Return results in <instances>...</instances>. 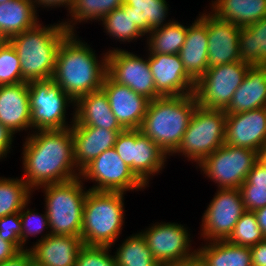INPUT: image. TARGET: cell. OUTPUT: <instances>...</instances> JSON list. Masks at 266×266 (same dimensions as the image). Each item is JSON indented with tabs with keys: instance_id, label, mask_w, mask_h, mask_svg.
Masks as SVG:
<instances>
[{
	"instance_id": "obj_1",
	"label": "cell",
	"mask_w": 266,
	"mask_h": 266,
	"mask_svg": "<svg viewBox=\"0 0 266 266\" xmlns=\"http://www.w3.org/2000/svg\"><path fill=\"white\" fill-rule=\"evenodd\" d=\"M23 141L22 178L34 191L54 183L80 177L76 168L71 127L62 130H36L28 132ZM30 135V136H29Z\"/></svg>"
},
{
	"instance_id": "obj_2",
	"label": "cell",
	"mask_w": 266,
	"mask_h": 266,
	"mask_svg": "<svg viewBox=\"0 0 266 266\" xmlns=\"http://www.w3.org/2000/svg\"><path fill=\"white\" fill-rule=\"evenodd\" d=\"M103 55L100 58L78 35L69 33L59 45L52 80L75 102L101 89L107 75V52Z\"/></svg>"
},
{
	"instance_id": "obj_3",
	"label": "cell",
	"mask_w": 266,
	"mask_h": 266,
	"mask_svg": "<svg viewBox=\"0 0 266 266\" xmlns=\"http://www.w3.org/2000/svg\"><path fill=\"white\" fill-rule=\"evenodd\" d=\"M69 34L62 22L25 30L8 39L20 60L23 82L52 79L59 45Z\"/></svg>"
},
{
	"instance_id": "obj_4",
	"label": "cell",
	"mask_w": 266,
	"mask_h": 266,
	"mask_svg": "<svg viewBox=\"0 0 266 266\" xmlns=\"http://www.w3.org/2000/svg\"><path fill=\"white\" fill-rule=\"evenodd\" d=\"M197 105L194 94L158 97L149 102L139 130L170 157L180 146Z\"/></svg>"
},
{
	"instance_id": "obj_5",
	"label": "cell",
	"mask_w": 266,
	"mask_h": 266,
	"mask_svg": "<svg viewBox=\"0 0 266 266\" xmlns=\"http://www.w3.org/2000/svg\"><path fill=\"white\" fill-rule=\"evenodd\" d=\"M124 194L88 189L80 235L84 245H115L125 225Z\"/></svg>"
},
{
	"instance_id": "obj_6",
	"label": "cell",
	"mask_w": 266,
	"mask_h": 266,
	"mask_svg": "<svg viewBox=\"0 0 266 266\" xmlns=\"http://www.w3.org/2000/svg\"><path fill=\"white\" fill-rule=\"evenodd\" d=\"M83 179L47 184L42 188L45 195V210L51 235L80 237L83 225V208L88 190Z\"/></svg>"
},
{
	"instance_id": "obj_7",
	"label": "cell",
	"mask_w": 266,
	"mask_h": 266,
	"mask_svg": "<svg viewBox=\"0 0 266 266\" xmlns=\"http://www.w3.org/2000/svg\"><path fill=\"white\" fill-rule=\"evenodd\" d=\"M226 115L224 110L206 109L197 105L182 142L171 155H181L196 167L225 143Z\"/></svg>"
},
{
	"instance_id": "obj_8",
	"label": "cell",
	"mask_w": 266,
	"mask_h": 266,
	"mask_svg": "<svg viewBox=\"0 0 266 266\" xmlns=\"http://www.w3.org/2000/svg\"><path fill=\"white\" fill-rule=\"evenodd\" d=\"M32 131L62 130L72 127L74 110L70 125L67 109L74 105L73 99L52 79L28 83Z\"/></svg>"
},
{
	"instance_id": "obj_9",
	"label": "cell",
	"mask_w": 266,
	"mask_h": 266,
	"mask_svg": "<svg viewBox=\"0 0 266 266\" xmlns=\"http://www.w3.org/2000/svg\"><path fill=\"white\" fill-rule=\"evenodd\" d=\"M258 161V152L224 143L198 166L218 189H239Z\"/></svg>"
},
{
	"instance_id": "obj_10",
	"label": "cell",
	"mask_w": 266,
	"mask_h": 266,
	"mask_svg": "<svg viewBox=\"0 0 266 266\" xmlns=\"http://www.w3.org/2000/svg\"><path fill=\"white\" fill-rule=\"evenodd\" d=\"M251 65L242 61L207 69L195 83L197 104L206 109L226 110Z\"/></svg>"
},
{
	"instance_id": "obj_11",
	"label": "cell",
	"mask_w": 266,
	"mask_h": 266,
	"mask_svg": "<svg viewBox=\"0 0 266 266\" xmlns=\"http://www.w3.org/2000/svg\"><path fill=\"white\" fill-rule=\"evenodd\" d=\"M140 233L145 238L152 256L161 266L183 264L196 259L190 231L175 222H156Z\"/></svg>"
},
{
	"instance_id": "obj_12",
	"label": "cell",
	"mask_w": 266,
	"mask_h": 266,
	"mask_svg": "<svg viewBox=\"0 0 266 266\" xmlns=\"http://www.w3.org/2000/svg\"><path fill=\"white\" fill-rule=\"evenodd\" d=\"M83 181L95 182L90 190L122 192L141 191L147 186L134 174L119 157L116 149L110 148L96 157L80 173Z\"/></svg>"
},
{
	"instance_id": "obj_13",
	"label": "cell",
	"mask_w": 266,
	"mask_h": 266,
	"mask_svg": "<svg viewBox=\"0 0 266 266\" xmlns=\"http://www.w3.org/2000/svg\"><path fill=\"white\" fill-rule=\"evenodd\" d=\"M245 211L240 189H217L203 213L200 237L206 242L227 240Z\"/></svg>"
},
{
	"instance_id": "obj_14",
	"label": "cell",
	"mask_w": 266,
	"mask_h": 266,
	"mask_svg": "<svg viewBox=\"0 0 266 266\" xmlns=\"http://www.w3.org/2000/svg\"><path fill=\"white\" fill-rule=\"evenodd\" d=\"M107 75L116 83L132 89L152 101L161 97L156 92L148 58L116 47L107 51Z\"/></svg>"
},
{
	"instance_id": "obj_15",
	"label": "cell",
	"mask_w": 266,
	"mask_h": 266,
	"mask_svg": "<svg viewBox=\"0 0 266 266\" xmlns=\"http://www.w3.org/2000/svg\"><path fill=\"white\" fill-rule=\"evenodd\" d=\"M156 92L161 96L194 94L196 81L186 72L179 54H148Z\"/></svg>"
},
{
	"instance_id": "obj_16",
	"label": "cell",
	"mask_w": 266,
	"mask_h": 266,
	"mask_svg": "<svg viewBox=\"0 0 266 266\" xmlns=\"http://www.w3.org/2000/svg\"><path fill=\"white\" fill-rule=\"evenodd\" d=\"M209 12L201 14L207 20L208 69L241 61L238 47L240 27Z\"/></svg>"
},
{
	"instance_id": "obj_17",
	"label": "cell",
	"mask_w": 266,
	"mask_h": 266,
	"mask_svg": "<svg viewBox=\"0 0 266 266\" xmlns=\"http://www.w3.org/2000/svg\"><path fill=\"white\" fill-rule=\"evenodd\" d=\"M225 143L259 153L266 144V107L237 114L227 113Z\"/></svg>"
},
{
	"instance_id": "obj_18",
	"label": "cell",
	"mask_w": 266,
	"mask_h": 266,
	"mask_svg": "<svg viewBox=\"0 0 266 266\" xmlns=\"http://www.w3.org/2000/svg\"><path fill=\"white\" fill-rule=\"evenodd\" d=\"M106 93L111 110L120 126L126 129H139L147 112L150 100L134 92L127 86L105 76L101 87Z\"/></svg>"
},
{
	"instance_id": "obj_19",
	"label": "cell",
	"mask_w": 266,
	"mask_h": 266,
	"mask_svg": "<svg viewBox=\"0 0 266 266\" xmlns=\"http://www.w3.org/2000/svg\"><path fill=\"white\" fill-rule=\"evenodd\" d=\"M0 123L13 134L32 130L27 82L0 85Z\"/></svg>"
},
{
	"instance_id": "obj_20",
	"label": "cell",
	"mask_w": 266,
	"mask_h": 266,
	"mask_svg": "<svg viewBox=\"0 0 266 266\" xmlns=\"http://www.w3.org/2000/svg\"><path fill=\"white\" fill-rule=\"evenodd\" d=\"M122 131L91 126H72L76 168L81 172L105 150L113 148L118 134Z\"/></svg>"
},
{
	"instance_id": "obj_21",
	"label": "cell",
	"mask_w": 266,
	"mask_h": 266,
	"mask_svg": "<svg viewBox=\"0 0 266 266\" xmlns=\"http://www.w3.org/2000/svg\"><path fill=\"white\" fill-rule=\"evenodd\" d=\"M81 237L49 235L29 248L34 266H75Z\"/></svg>"
},
{
	"instance_id": "obj_22",
	"label": "cell",
	"mask_w": 266,
	"mask_h": 266,
	"mask_svg": "<svg viewBox=\"0 0 266 266\" xmlns=\"http://www.w3.org/2000/svg\"><path fill=\"white\" fill-rule=\"evenodd\" d=\"M72 126L124 130L113 114L108 97L102 88L75 101L74 123Z\"/></svg>"
},
{
	"instance_id": "obj_23",
	"label": "cell",
	"mask_w": 266,
	"mask_h": 266,
	"mask_svg": "<svg viewBox=\"0 0 266 266\" xmlns=\"http://www.w3.org/2000/svg\"><path fill=\"white\" fill-rule=\"evenodd\" d=\"M186 72L197 81L208 69L207 20L199 14L188 25L184 45L179 52Z\"/></svg>"
},
{
	"instance_id": "obj_24",
	"label": "cell",
	"mask_w": 266,
	"mask_h": 266,
	"mask_svg": "<svg viewBox=\"0 0 266 266\" xmlns=\"http://www.w3.org/2000/svg\"><path fill=\"white\" fill-rule=\"evenodd\" d=\"M262 107H266V65H254L249 67L225 112L237 114Z\"/></svg>"
},
{
	"instance_id": "obj_25",
	"label": "cell",
	"mask_w": 266,
	"mask_h": 266,
	"mask_svg": "<svg viewBox=\"0 0 266 266\" xmlns=\"http://www.w3.org/2000/svg\"><path fill=\"white\" fill-rule=\"evenodd\" d=\"M167 158L168 155L156 143L139 129H134L132 171L147 187L150 179L165 168Z\"/></svg>"
},
{
	"instance_id": "obj_26",
	"label": "cell",
	"mask_w": 266,
	"mask_h": 266,
	"mask_svg": "<svg viewBox=\"0 0 266 266\" xmlns=\"http://www.w3.org/2000/svg\"><path fill=\"white\" fill-rule=\"evenodd\" d=\"M197 248L196 259L202 266H252L250 247L227 240L205 242Z\"/></svg>"
},
{
	"instance_id": "obj_27",
	"label": "cell",
	"mask_w": 266,
	"mask_h": 266,
	"mask_svg": "<svg viewBox=\"0 0 266 266\" xmlns=\"http://www.w3.org/2000/svg\"><path fill=\"white\" fill-rule=\"evenodd\" d=\"M38 10L32 0H9L0 4V34L8 40L16 34L34 28Z\"/></svg>"
},
{
	"instance_id": "obj_28",
	"label": "cell",
	"mask_w": 266,
	"mask_h": 266,
	"mask_svg": "<svg viewBox=\"0 0 266 266\" xmlns=\"http://www.w3.org/2000/svg\"><path fill=\"white\" fill-rule=\"evenodd\" d=\"M211 12L240 28L266 17V0H213Z\"/></svg>"
},
{
	"instance_id": "obj_29",
	"label": "cell",
	"mask_w": 266,
	"mask_h": 266,
	"mask_svg": "<svg viewBox=\"0 0 266 266\" xmlns=\"http://www.w3.org/2000/svg\"><path fill=\"white\" fill-rule=\"evenodd\" d=\"M122 3L132 8L133 20L145 36L150 31L170 24L174 20L166 21L169 11L166 0H122Z\"/></svg>"
},
{
	"instance_id": "obj_30",
	"label": "cell",
	"mask_w": 266,
	"mask_h": 266,
	"mask_svg": "<svg viewBox=\"0 0 266 266\" xmlns=\"http://www.w3.org/2000/svg\"><path fill=\"white\" fill-rule=\"evenodd\" d=\"M239 54L241 61L254 65H266V17L240 28Z\"/></svg>"
},
{
	"instance_id": "obj_31",
	"label": "cell",
	"mask_w": 266,
	"mask_h": 266,
	"mask_svg": "<svg viewBox=\"0 0 266 266\" xmlns=\"http://www.w3.org/2000/svg\"><path fill=\"white\" fill-rule=\"evenodd\" d=\"M188 26L173 20L170 24L154 29L146 35L148 54H179L184 45Z\"/></svg>"
},
{
	"instance_id": "obj_32",
	"label": "cell",
	"mask_w": 266,
	"mask_h": 266,
	"mask_svg": "<svg viewBox=\"0 0 266 266\" xmlns=\"http://www.w3.org/2000/svg\"><path fill=\"white\" fill-rule=\"evenodd\" d=\"M122 5V0H75L67 15L70 18L62 23L69 33H75L78 22L100 21L105 15Z\"/></svg>"
},
{
	"instance_id": "obj_33",
	"label": "cell",
	"mask_w": 266,
	"mask_h": 266,
	"mask_svg": "<svg viewBox=\"0 0 266 266\" xmlns=\"http://www.w3.org/2000/svg\"><path fill=\"white\" fill-rule=\"evenodd\" d=\"M99 22L103 25L107 35L118 42L120 41V44L133 40L137 42V39L145 36L133 20L132 8L126 4L108 13Z\"/></svg>"
},
{
	"instance_id": "obj_34",
	"label": "cell",
	"mask_w": 266,
	"mask_h": 266,
	"mask_svg": "<svg viewBox=\"0 0 266 266\" xmlns=\"http://www.w3.org/2000/svg\"><path fill=\"white\" fill-rule=\"evenodd\" d=\"M114 253L117 266H161L140 232L124 239Z\"/></svg>"
},
{
	"instance_id": "obj_35",
	"label": "cell",
	"mask_w": 266,
	"mask_h": 266,
	"mask_svg": "<svg viewBox=\"0 0 266 266\" xmlns=\"http://www.w3.org/2000/svg\"><path fill=\"white\" fill-rule=\"evenodd\" d=\"M18 178L0 177V218L20 213L32 198L33 191L22 178Z\"/></svg>"
},
{
	"instance_id": "obj_36",
	"label": "cell",
	"mask_w": 266,
	"mask_h": 266,
	"mask_svg": "<svg viewBox=\"0 0 266 266\" xmlns=\"http://www.w3.org/2000/svg\"><path fill=\"white\" fill-rule=\"evenodd\" d=\"M264 239L255 213L245 211L237 221L227 241L235 245L252 247Z\"/></svg>"
},
{
	"instance_id": "obj_37",
	"label": "cell",
	"mask_w": 266,
	"mask_h": 266,
	"mask_svg": "<svg viewBox=\"0 0 266 266\" xmlns=\"http://www.w3.org/2000/svg\"><path fill=\"white\" fill-rule=\"evenodd\" d=\"M31 201L29 200L22 208L20 215L21 220V226H22V232H21V251L28 249L27 246L25 247V244H27L29 236H35L38 234H41V238L37 239L39 241L44 240L47 236L51 235L50 228L49 227V220L47 217L46 210L44 213L39 214V212H34L36 209H29L27 208ZM32 210V211H31ZM44 229L48 230L46 234H44ZM44 235H43V234ZM26 248V249H25Z\"/></svg>"
},
{
	"instance_id": "obj_38",
	"label": "cell",
	"mask_w": 266,
	"mask_h": 266,
	"mask_svg": "<svg viewBox=\"0 0 266 266\" xmlns=\"http://www.w3.org/2000/svg\"><path fill=\"white\" fill-rule=\"evenodd\" d=\"M23 82L19 56L12 44L6 40L0 47V85Z\"/></svg>"
},
{
	"instance_id": "obj_39",
	"label": "cell",
	"mask_w": 266,
	"mask_h": 266,
	"mask_svg": "<svg viewBox=\"0 0 266 266\" xmlns=\"http://www.w3.org/2000/svg\"><path fill=\"white\" fill-rule=\"evenodd\" d=\"M111 247L84 245L78 252L75 266H117Z\"/></svg>"
},
{
	"instance_id": "obj_40",
	"label": "cell",
	"mask_w": 266,
	"mask_h": 266,
	"mask_svg": "<svg viewBox=\"0 0 266 266\" xmlns=\"http://www.w3.org/2000/svg\"><path fill=\"white\" fill-rule=\"evenodd\" d=\"M21 232L22 226L19 213L0 218V237L10 242L18 251H21Z\"/></svg>"
},
{
	"instance_id": "obj_41",
	"label": "cell",
	"mask_w": 266,
	"mask_h": 266,
	"mask_svg": "<svg viewBox=\"0 0 266 266\" xmlns=\"http://www.w3.org/2000/svg\"><path fill=\"white\" fill-rule=\"evenodd\" d=\"M240 191L246 211H252L266 206V187L241 184Z\"/></svg>"
},
{
	"instance_id": "obj_42",
	"label": "cell",
	"mask_w": 266,
	"mask_h": 266,
	"mask_svg": "<svg viewBox=\"0 0 266 266\" xmlns=\"http://www.w3.org/2000/svg\"><path fill=\"white\" fill-rule=\"evenodd\" d=\"M134 145V129H126L120 132L116 138L114 148L119 157L132 170V152Z\"/></svg>"
},
{
	"instance_id": "obj_43",
	"label": "cell",
	"mask_w": 266,
	"mask_h": 266,
	"mask_svg": "<svg viewBox=\"0 0 266 266\" xmlns=\"http://www.w3.org/2000/svg\"><path fill=\"white\" fill-rule=\"evenodd\" d=\"M242 184L266 187V166L258 160Z\"/></svg>"
},
{
	"instance_id": "obj_44",
	"label": "cell",
	"mask_w": 266,
	"mask_h": 266,
	"mask_svg": "<svg viewBox=\"0 0 266 266\" xmlns=\"http://www.w3.org/2000/svg\"><path fill=\"white\" fill-rule=\"evenodd\" d=\"M14 134L2 123H0V161L7 157L12 148V143L14 141Z\"/></svg>"
},
{
	"instance_id": "obj_45",
	"label": "cell",
	"mask_w": 266,
	"mask_h": 266,
	"mask_svg": "<svg viewBox=\"0 0 266 266\" xmlns=\"http://www.w3.org/2000/svg\"><path fill=\"white\" fill-rule=\"evenodd\" d=\"M0 266H34L29 249L19 251L12 258L0 262Z\"/></svg>"
},
{
	"instance_id": "obj_46",
	"label": "cell",
	"mask_w": 266,
	"mask_h": 266,
	"mask_svg": "<svg viewBox=\"0 0 266 266\" xmlns=\"http://www.w3.org/2000/svg\"><path fill=\"white\" fill-rule=\"evenodd\" d=\"M252 266H266V238L255 246L250 247Z\"/></svg>"
},
{
	"instance_id": "obj_47",
	"label": "cell",
	"mask_w": 266,
	"mask_h": 266,
	"mask_svg": "<svg viewBox=\"0 0 266 266\" xmlns=\"http://www.w3.org/2000/svg\"><path fill=\"white\" fill-rule=\"evenodd\" d=\"M35 9L37 10V7H42V8H59L64 7L67 8L68 12L71 10L75 0H32Z\"/></svg>"
},
{
	"instance_id": "obj_48",
	"label": "cell",
	"mask_w": 266,
	"mask_h": 266,
	"mask_svg": "<svg viewBox=\"0 0 266 266\" xmlns=\"http://www.w3.org/2000/svg\"><path fill=\"white\" fill-rule=\"evenodd\" d=\"M19 251L8 241L0 237V262L12 258Z\"/></svg>"
},
{
	"instance_id": "obj_49",
	"label": "cell",
	"mask_w": 266,
	"mask_h": 266,
	"mask_svg": "<svg viewBox=\"0 0 266 266\" xmlns=\"http://www.w3.org/2000/svg\"><path fill=\"white\" fill-rule=\"evenodd\" d=\"M257 223L266 238V206L254 211Z\"/></svg>"
},
{
	"instance_id": "obj_50",
	"label": "cell",
	"mask_w": 266,
	"mask_h": 266,
	"mask_svg": "<svg viewBox=\"0 0 266 266\" xmlns=\"http://www.w3.org/2000/svg\"><path fill=\"white\" fill-rule=\"evenodd\" d=\"M258 160L266 166V144L260 149Z\"/></svg>"
},
{
	"instance_id": "obj_51",
	"label": "cell",
	"mask_w": 266,
	"mask_h": 266,
	"mask_svg": "<svg viewBox=\"0 0 266 266\" xmlns=\"http://www.w3.org/2000/svg\"><path fill=\"white\" fill-rule=\"evenodd\" d=\"M166 266H202L197 259H195L194 261H190L187 263H183V264H174V265H166Z\"/></svg>"
},
{
	"instance_id": "obj_52",
	"label": "cell",
	"mask_w": 266,
	"mask_h": 266,
	"mask_svg": "<svg viewBox=\"0 0 266 266\" xmlns=\"http://www.w3.org/2000/svg\"><path fill=\"white\" fill-rule=\"evenodd\" d=\"M6 39L0 34V47L5 43Z\"/></svg>"
},
{
	"instance_id": "obj_53",
	"label": "cell",
	"mask_w": 266,
	"mask_h": 266,
	"mask_svg": "<svg viewBox=\"0 0 266 266\" xmlns=\"http://www.w3.org/2000/svg\"><path fill=\"white\" fill-rule=\"evenodd\" d=\"M6 1H9V0H0V4H1V3H4V2H6Z\"/></svg>"
}]
</instances>
